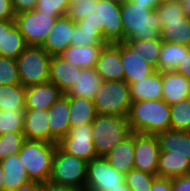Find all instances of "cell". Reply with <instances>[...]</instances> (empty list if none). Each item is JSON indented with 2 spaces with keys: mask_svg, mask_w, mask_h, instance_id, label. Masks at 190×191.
<instances>
[{
  "mask_svg": "<svg viewBox=\"0 0 190 191\" xmlns=\"http://www.w3.org/2000/svg\"><path fill=\"white\" fill-rule=\"evenodd\" d=\"M87 164L85 160L67 154L57 145L49 181L85 190Z\"/></svg>",
  "mask_w": 190,
  "mask_h": 191,
  "instance_id": "obj_8",
  "label": "cell"
},
{
  "mask_svg": "<svg viewBox=\"0 0 190 191\" xmlns=\"http://www.w3.org/2000/svg\"><path fill=\"white\" fill-rule=\"evenodd\" d=\"M151 191H173L172 178H165L157 176L154 179Z\"/></svg>",
  "mask_w": 190,
  "mask_h": 191,
  "instance_id": "obj_47",
  "label": "cell"
},
{
  "mask_svg": "<svg viewBox=\"0 0 190 191\" xmlns=\"http://www.w3.org/2000/svg\"><path fill=\"white\" fill-rule=\"evenodd\" d=\"M92 0L71 1L66 15L74 22L90 16Z\"/></svg>",
  "mask_w": 190,
  "mask_h": 191,
  "instance_id": "obj_42",
  "label": "cell"
},
{
  "mask_svg": "<svg viewBox=\"0 0 190 191\" xmlns=\"http://www.w3.org/2000/svg\"><path fill=\"white\" fill-rule=\"evenodd\" d=\"M26 138L23 132H8L0 135V161L19 153Z\"/></svg>",
  "mask_w": 190,
  "mask_h": 191,
  "instance_id": "obj_36",
  "label": "cell"
},
{
  "mask_svg": "<svg viewBox=\"0 0 190 191\" xmlns=\"http://www.w3.org/2000/svg\"><path fill=\"white\" fill-rule=\"evenodd\" d=\"M21 84L16 60L0 56V85Z\"/></svg>",
  "mask_w": 190,
  "mask_h": 191,
  "instance_id": "obj_40",
  "label": "cell"
},
{
  "mask_svg": "<svg viewBox=\"0 0 190 191\" xmlns=\"http://www.w3.org/2000/svg\"><path fill=\"white\" fill-rule=\"evenodd\" d=\"M156 136L160 152H168V156L188 157L190 160V132L169 129Z\"/></svg>",
  "mask_w": 190,
  "mask_h": 191,
  "instance_id": "obj_20",
  "label": "cell"
},
{
  "mask_svg": "<svg viewBox=\"0 0 190 191\" xmlns=\"http://www.w3.org/2000/svg\"><path fill=\"white\" fill-rule=\"evenodd\" d=\"M25 90L21 84L0 85V110H25Z\"/></svg>",
  "mask_w": 190,
  "mask_h": 191,
  "instance_id": "obj_31",
  "label": "cell"
},
{
  "mask_svg": "<svg viewBox=\"0 0 190 191\" xmlns=\"http://www.w3.org/2000/svg\"><path fill=\"white\" fill-rule=\"evenodd\" d=\"M23 134L27 140H41L58 144L50 133L47 110L25 109Z\"/></svg>",
  "mask_w": 190,
  "mask_h": 191,
  "instance_id": "obj_16",
  "label": "cell"
},
{
  "mask_svg": "<svg viewBox=\"0 0 190 191\" xmlns=\"http://www.w3.org/2000/svg\"><path fill=\"white\" fill-rule=\"evenodd\" d=\"M66 97L69 100L70 128L79 125L92 124L97 114L94 101L84 97Z\"/></svg>",
  "mask_w": 190,
  "mask_h": 191,
  "instance_id": "obj_27",
  "label": "cell"
},
{
  "mask_svg": "<svg viewBox=\"0 0 190 191\" xmlns=\"http://www.w3.org/2000/svg\"><path fill=\"white\" fill-rule=\"evenodd\" d=\"M124 182L125 175L104 157H96L88 162L85 191H110Z\"/></svg>",
  "mask_w": 190,
  "mask_h": 191,
  "instance_id": "obj_10",
  "label": "cell"
},
{
  "mask_svg": "<svg viewBox=\"0 0 190 191\" xmlns=\"http://www.w3.org/2000/svg\"><path fill=\"white\" fill-rule=\"evenodd\" d=\"M173 191H190V174L172 178Z\"/></svg>",
  "mask_w": 190,
  "mask_h": 191,
  "instance_id": "obj_45",
  "label": "cell"
},
{
  "mask_svg": "<svg viewBox=\"0 0 190 191\" xmlns=\"http://www.w3.org/2000/svg\"><path fill=\"white\" fill-rule=\"evenodd\" d=\"M127 120L132 133L157 135L171 129L170 105L163 99L132 102Z\"/></svg>",
  "mask_w": 190,
  "mask_h": 191,
  "instance_id": "obj_1",
  "label": "cell"
},
{
  "mask_svg": "<svg viewBox=\"0 0 190 191\" xmlns=\"http://www.w3.org/2000/svg\"><path fill=\"white\" fill-rule=\"evenodd\" d=\"M51 57L41 46L28 45L15 59L21 85L29 87L49 82Z\"/></svg>",
  "mask_w": 190,
  "mask_h": 191,
  "instance_id": "obj_7",
  "label": "cell"
},
{
  "mask_svg": "<svg viewBox=\"0 0 190 191\" xmlns=\"http://www.w3.org/2000/svg\"><path fill=\"white\" fill-rule=\"evenodd\" d=\"M38 0H12L15 15L24 11L34 10Z\"/></svg>",
  "mask_w": 190,
  "mask_h": 191,
  "instance_id": "obj_43",
  "label": "cell"
},
{
  "mask_svg": "<svg viewBox=\"0 0 190 191\" xmlns=\"http://www.w3.org/2000/svg\"><path fill=\"white\" fill-rule=\"evenodd\" d=\"M120 59L124 68V81L129 85L157 71L136 50H130L123 42H120Z\"/></svg>",
  "mask_w": 190,
  "mask_h": 191,
  "instance_id": "obj_15",
  "label": "cell"
},
{
  "mask_svg": "<svg viewBox=\"0 0 190 191\" xmlns=\"http://www.w3.org/2000/svg\"><path fill=\"white\" fill-rule=\"evenodd\" d=\"M159 38L162 42L190 47V18L185 15L181 20L166 21L161 26Z\"/></svg>",
  "mask_w": 190,
  "mask_h": 191,
  "instance_id": "obj_28",
  "label": "cell"
},
{
  "mask_svg": "<svg viewBox=\"0 0 190 191\" xmlns=\"http://www.w3.org/2000/svg\"><path fill=\"white\" fill-rule=\"evenodd\" d=\"M135 0H125V2H134Z\"/></svg>",
  "mask_w": 190,
  "mask_h": 191,
  "instance_id": "obj_56",
  "label": "cell"
},
{
  "mask_svg": "<svg viewBox=\"0 0 190 191\" xmlns=\"http://www.w3.org/2000/svg\"><path fill=\"white\" fill-rule=\"evenodd\" d=\"M136 4L149 5L153 10H155L162 2V0H135Z\"/></svg>",
  "mask_w": 190,
  "mask_h": 191,
  "instance_id": "obj_51",
  "label": "cell"
},
{
  "mask_svg": "<svg viewBox=\"0 0 190 191\" xmlns=\"http://www.w3.org/2000/svg\"><path fill=\"white\" fill-rule=\"evenodd\" d=\"M155 10L161 25L166 21L181 20L185 16L183 3L180 0H162Z\"/></svg>",
  "mask_w": 190,
  "mask_h": 191,
  "instance_id": "obj_37",
  "label": "cell"
},
{
  "mask_svg": "<svg viewBox=\"0 0 190 191\" xmlns=\"http://www.w3.org/2000/svg\"><path fill=\"white\" fill-rule=\"evenodd\" d=\"M176 72L180 73L181 75L185 76L187 79L190 80V47H187L184 50V57L182 61H180Z\"/></svg>",
  "mask_w": 190,
  "mask_h": 191,
  "instance_id": "obj_46",
  "label": "cell"
},
{
  "mask_svg": "<svg viewBox=\"0 0 190 191\" xmlns=\"http://www.w3.org/2000/svg\"><path fill=\"white\" fill-rule=\"evenodd\" d=\"M101 1L112 2V3L120 4V5L125 2V0H101Z\"/></svg>",
  "mask_w": 190,
  "mask_h": 191,
  "instance_id": "obj_55",
  "label": "cell"
},
{
  "mask_svg": "<svg viewBox=\"0 0 190 191\" xmlns=\"http://www.w3.org/2000/svg\"><path fill=\"white\" fill-rule=\"evenodd\" d=\"M76 24L82 30L100 31L107 43L123 42V27L120 4L92 0L90 16Z\"/></svg>",
  "mask_w": 190,
  "mask_h": 191,
  "instance_id": "obj_3",
  "label": "cell"
},
{
  "mask_svg": "<svg viewBox=\"0 0 190 191\" xmlns=\"http://www.w3.org/2000/svg\"><path fill=\"white\" fill-rule=\"evenodd\" d=\"M160 145L156 135L134 133V168L157 176Z\"/></svg>",
  "mask_w": 190,
  "mask_h": 191,
  "instance_id": "obj_12",
  "label": "cell"
},
{
  "mask_svg": "<svg viewBox=\"0 0 190 191\" xmlns=\"http://www.w3.org/2000/svg\"><path fill=\"white\" fill-rule=\"evenodd\" d=\"M104 45L69 46L59 56L74 66L94 68Z\"/></svg>",
  "mask_w": 190,
  "mask_h": 191,
  "instance_id": "obj_26",
  "label": "cell"
},
{
  "mask_svg": "<svg viewBox=\"0 0 190 191\" xmlns=\"http://www.w3.org/2000/svg\"><path fill=\"white\" fill-rule=\"evenodd\" d=\"M25 110H0V135L23 132Z\"/></svg>",
  "mask_w": 190,
  "mask_h": 191,
  "instance_id": "obj_35",
  "label": "cell"
},
{
  "mask_svg": "<svg viewBox=\"0 0 190 191\" xmlns=\"http://www.w3.org/2000/svg\"><path fill=\"white\" fill-rule=\"evenodd\" d=\"M0 191H5L3 185V167L1 163H0Z\"/></svg>",
  "mask_w": 190,
  "mask_h": 191,
  "instance_id": "obj_54",
  "label": "cell"
},
{
  "mask_svg": "<svg viewBox=\"0 0 190 191\" xmlns=\"http://www.w3.org/2000/svg\"><path fill=\"white\" fill-rule=\"evenodd\" d=\"M71 46L105 45L107 42L100 31L82 30L77 24L73 31Z\"/></svg>",
  "mask_w": 190,
  "mask_h": 191,
  "instance_id": "obj_39",
  "label": "cell"
},
{
  "mask_svg": "<svg viewBox=\"0 0 190 191\" xmlns=\"http://www.w3.org/2000/svg\"><path fill=\"white\" fill-rule=\"evenodd\" d=\"M123 43L130 49L136 50L139 56L149 62L157 70L160 51L162 48V41L159 37L142 41H123Z\"/></svg>",
  "mask_w": 190,
  "mask_h": 191,
  "instance_id": "obj_32",
  "label": "cell"
},
{
  "mask_svg": "<svg viewBox=\"0 0 190 191\" xmlns=\"http://www.w3.org/2000/svg\"><path fill=\"white\" fill-rule=\"evenodd\" d=\"M156 177L134 168L125 175V182L132 191H151Z\"/></svg>",
  "mask_w": 190,
  "mask_h": 191,
  "instance_id": "obj_38",
  "label": "cell"
},
{
  "mask_svg": "<svg viewBox=\"0 0 190 191\" xmlns=\"http://www.w3.org/2000/svg\"><path fill=\"white\" fill-rule=\"evenodd\" d=\"M58 17L34 9L16 14L14 20L27 45L42 46Z\"/></svg>",
  "mask_w": 190,
  "mask_h": 191,
  "instance_id": "obj_9",
  "label": "cell"
},
{
  "mask_svg": "<svg viewBox=\"0 0 190 191\" xmlns=\"http://www.w3.org/2000/svg\"><path fill=\"white\" fill-rule=\"evenodd\" d=\"M104 158L124 175L134 169V133L117 144Z\"/></svg>",
  "mask_w": 190,
  "mask_h": 191,
  "instance_id": "obj_22",
  "label": "cell"
},
{
  "mask_svg": "<svg viewBox=\"0 0 190 191\" xmlns=\"http://www.w3.org/2000/svg\"><path fill=\"white\" fill-rule=\"evenodd\" d=\"M94 68L102 81L124 80V68L120 59V42L105 44Z\"/></svg>",
  "mask_w": 190,
  "mask_h": 191,
  "instance_id": "obj_13",
  "label": "cell"
},
{
  "mask_svg": "<svg viewBox=\"0 0 190 191\" xmlns=\"http://www.w3.org/2000/svg\"><path fill=\"white\" fill-rule=\"evenodd\" d=\"M3 167V185L5 191H13L29 182L26 169L18 153L0 161Z\"/></svg>",
  "mask_w": 190,
  "mask_h": 191,
  "instance_id": "obj_23",
  "label": "cell"
},
{
  "mask_svg": "<svg viewBox=\"0 0 190 191\" xmlns=\"http://www.w3.org/2000/svg\"><path fill=\"white\" fill-rule=\"evenodd\" d=\"M187 174H190L188 157L168 156V152H160L157 176L174 178Z\"/></svg>",
  "mask_w": 190,
  "mask_h": 191,
  "instance_id": "obj_29",
  "label": "cell"
},
{
  "mask_svg": "<svg viewBox=\"0 0 190 191\" xmlns=\"http://www.w3.org/2000/svg\"><path fill=\"white\" fill-rule=\"evenodd\" d=\"M101 83L102 79L97 74L95 68H82L76 78L75 84L64 95L93 100L97 95Z\"/></svg>",
  "mask_w": 190,
  "mask_h": 191,
  "instance_id": "obj_25",
  "label": "cell"
},
{
  "mask_svg": "<svg viewBox=\"0 0 190 191\" xmlns=\"http://www.w3.org/2000/svg\"><path fill=\"white\" fill-rule=\"evenodd\" d=\"M12 0H0V20H14Z\"/></svg>",
  "mask_w": 190,
  "mask_h": 191,
  "instance_id": "obj_44",
  "label": "cell"
},
{
  "mask_svg": "<svg viewBox=\"0 0 190 191\" xmlns=\"http://www.w3.org/2000/svg\"><path fill=\"white\" fill-rule=\"evenodd\" d=\"M58 146L67 154L76 156L86 162L97 157L92 136L91 124L71 127Z\"/></svg>",
  "mask_w": 190,
  "mask_h": 191,
  "instance_id": "obj_11",
  "label": "cell"
},
{
  "mask_svg": "<svg viewBox=\"0 0 190 191\" xmlns=\"http://www.w3.org/2000/svg\"><path fill=\"white\" fill-rule=\"evenodd\" d=\"M171 129L190 132V97L170 106Z\"/></svg>",
  "mask_w": 190,
  "mask_h": 191,
  "instance_id": "obj_34",
  "label": "cell"
},
{
  "mask_svg": "<svg viewBox=\"0 0 190 191\" xmlns=\"http://www.w3.org/2000/svg\"><path fill=\"white\" fill-rule=\"evenodd\" d=\"M187 47L176 43L162 42L157 71L161 73L176 71L180 61L184 57V50Z\"/></svg>",
  "mask_w": 190,
  "mask_h": 191,
  "instance_id": "obj_30",
  "label": "cell"
},
{
  "mask_svg": "<svg viewBox=\"0 0 190 191\" xmlns=\"http://www.w3.org/2000/svg\"><path fill=\"white\" fill-rule=\"evenodd\" d=\"M71 0H38L35 9L49 16H64Z\"/></svg>",
  "mask_w": 190,
  "mask_h": 191,
  "instance_id": "obj_41",
  "label": "cell"
},
{
  "mask_svg": "<svg viewBox=\"0 0 190 191\" xmlns=\"http://www.w3.org/2000/svg\"><path fill=\"white\" fill-rule=\"evenodd\" d=\"M40 191H85L71 186L59 185L51 181L40 184Z\"/></svg>",
  "mask_w": 190,
  "mask_h": 191,
  "instance_id": "obj_48",
  "label": "cell"
},
{
  "mask_svg": "<svg viewBox=\"0 0 190 191\" xmlns=\"http://www.w3.org/2000/svg\"><path fill=\"white\" fill-rule=\"evenodd\" d=\"M50 133L60 141L68 134L69 122V100L62 95L51 107L47 109Z\"/></svg>",
  "mask_w": 190,
  "mask_h": 191,
  "instance_id": "obj_21",
  "label": "cell"
},
{
  "mask_svg": "<svg viewBox=\"0 0 190 191\" xmlns=\"http://www.w3.org/2000/svg\"><path fill=\"white\" fill-rule=\"evenodd\" d=\"M75 25L67 15L58 17L41 47L51 56L60 55L71 45Z\"/></svg>",
  "mask_w": 190,
  "mask_h": 191,
  "instance_id": "obj_14",
  "label": "cell"
},
{
  "mask_svg": "<svg viewBox=\"0 0 190 191\" xmlns=\"http://www.w3.org/2000/svg\"><path fill=\"white\" fill-rule=\"evenodd\" d=\"M27 46L24 36L16 25L11 29H4L3 56L16 59Z\"/></svg>",
  "mask_w": 190,
  "mask_h": 191,
  "instance_id": "obj_33",
  "label": "cell"
},
{
  "mask_svg": "<svg viewBox=\"0 0 190 191\" xmlns=\"http://www.w3.org/2000/svg\"><path fill=\"white\" fill-rule=\"evenodd\" d=\"M91 126L97 157H104L117 144L132 134L125 116L96 114Z\"/></svg>",
  "mask_w": 190,
  "mask_h": 191,
  "instance_id": "obj_4",
  "label": "cell"
},
{
  "mask_svg": "<svg viewBox=\"0 0 190 191\" xmlns=\"http://www.w3.org/2000/svg\"><path fill=\"white\" fill-rule=\"evenodd\" d=\"M13 191H40V183L29 181Z\"/></svg>",
  "mask_w": 190,
  "mask_h": 191,
  "instance_id": "obj_50",
  "label": "cell"
},
{
  "mask_svg": "<svg viewBox=\"0 0 190 191\" xmlns=\"http://www.w3.org/2000/svg\"><path fill=\"white\" fill-rule=\"evenodd\" d=\"M57 145L41 140H25L18 154L30 181L40 184L49 181Z\"/></svg>",
  "mask_w": 190,
  "mask_h": 191,
  "instance_id": "obj_5",
  "label": "cell"
},
{
  "mask_svg": "<svg viewBox=\"0 0 190 191\" xmlns=\"http://www.w3.org/2000/svg\"><path fill=\"white\" fill-rule=\"evenodd\" d=\"M64 93L53 83L26 87L25 90V109L47 110Z\"/></svg>",
  "mask_w": 190,
  "mask_h": 191,
  "instance_id": "obj_17",
  "label": "cell"
},
{
  "mask_svg": "<svg viewBox=\"0 0 190 191\" xmlns=\"http://www.w3.org/2000/svg\"><path fill=\"white\" fill-rule=\"evenodd\" d=\"M82 68L74 66L59 55L51 57L49 82L55 84L64 94L75 84Z\"/></svg>",
  "mask_w": 190,
  "mask_h": 191,
  "instance_id": "obj_18",
  "label": "cell"
},
{
  "mask_svg": "<svg viewBox=\"0 0 190 191\" xmlns=\"http://www.w3.org/2000/svg\"><path fill=\"white\" fill-rule=\"evenodd\" d=\"M123 41H142L159 37L161 21L149 5L124 2L120 5Z\"/></svg>",
  "mask_w": 190,
  "mask_h": 191,
  "instance_id": "obj_2",
  "label": "cell"
},
{
  "mask_svg": "<svg viewBox=\"0 0 190 191\" xmlns=\"http://www.w3.org/2000/svg\"><path fill=\"white\" fill-rule=\"evenodd\" d=\"M93 101L97 114L127 117L132 103L129 84L124 80L102 81Z\"/></svg>",
  "mask_w": 190,
  "mask_h": 191,
  "instance_id": "obj_6",
  "label": "cell"
},
{
  "mask_svg": "<svg viewBox=\"0 0 190 191\" xmlns=\"http://www.w3.org/2000/svg\"><path fill=\"white\" fill-rule=\"evenodd\" d=\"M110 191H132L126 184V182L119 184V187H115L114 189H110Z\"/></svg>",
  "mask_w": 190,
  "mask_h": 191,
  "instance_id": "obj_53",
  "label": "cell"
},
{
  "mask_svg": "<svg viewBox=\"0 0 190 191\" xmlns=\"http://www.w3.org/2000/svg\"><path fill=\"white\" fill-rule=\"evenodd\" d=\"M131 101L162 99V73L154 72L142 80L129 85Z\"/></svg>",
  "mask_w": 190,
  "mask_h": 191,
  "instance_id": "obj_24",
  "label": "cell"
},
{
  "mask_svg": "<svg viewBox=\"0 0 190 191\" xmlns=\"http://www.w3.org/2000/svg\"><path fill=\"white\" fill-rule=\"evenodd\" d=\"M183 3V8L185 15L190 18V0H181Z\"/></svg>",
  "mask_w": 190,
  "mask_h": 191,
  "instance_id": "obj_52",
  "label": "cell"
},
{
  "mask_svg": "<svg viewBox=\"0 0 190 191\" xmlns=\"http://www.w3.org/2000/svg\"><path fill=\"white\" fill-rule=\"evenodd\" d=\"M190 97V80L176 71L162 73V99L170 106Z\"/></svg>",
  "mask_w": 190,
  "mask_h": 191,
  "instance_id": "obj_19",
  "label": "cell"
},
{
  "mask_svg": "<svg viewBox=\"0 0 190 191\" xmlns=\"http://www.w3.org/2000/svg\"><path fill=\"white\" fill-rule=\"evenodd\" d=\"M15 25V20H0V56H3L4 29H11Z\"/></svg>",
  "mask_w": 190,
  "mask_h": 191,
  "instance_id": "obj_49",
  "label": "cell"
}]
</instances>
